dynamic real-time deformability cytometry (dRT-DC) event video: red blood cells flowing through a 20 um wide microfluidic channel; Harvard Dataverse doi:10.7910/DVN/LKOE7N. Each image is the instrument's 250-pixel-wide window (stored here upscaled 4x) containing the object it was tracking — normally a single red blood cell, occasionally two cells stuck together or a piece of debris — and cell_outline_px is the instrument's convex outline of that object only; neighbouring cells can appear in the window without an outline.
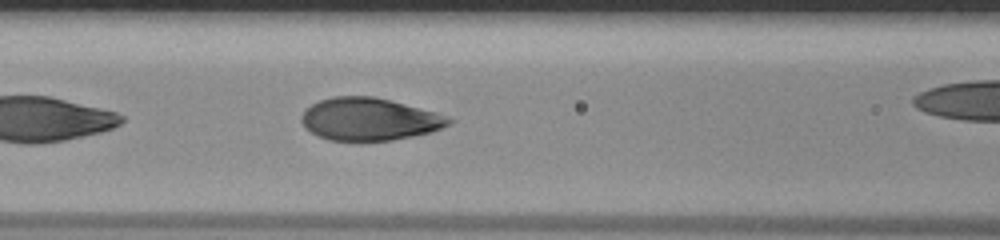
{"species": "human", "species_latin": "Homo sapiens", "temperature_condition": "room temperature", "stored_images_in_passage": 23, "camera_frame_rate_fps": 3000, "um_per_image_px": 0.085, "donor": {"sex": "male"}, "frame": {"image": 1, "passage_image": 7, "time_ms": 2.0, "image_size_px": [1000, 240], "cell_outline_px": [[456, 120], [432, 132], [392, 140], [328, 140], [304, 128], [300, 120], [300, 116], [312, 104], [320, 100], [332, 96], [372, 96], [436, 112], [448, 116]], "centroid_in_image_um": [31.38, 10.13], "position_along_channel_um": 135.2, "area_um2": 36.24}}
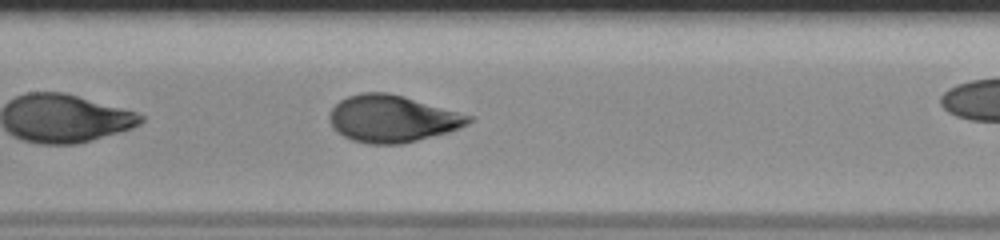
{"frame": {"image": 2, "passage_image": 10, "time_ms": 3.0, "image_size_px": [1000, 240], "cell_outline_px": [[476, 120], [460, 128], [448, 132], [404, 144], [368, 144], [352, 140], [336, 132], [332, 128], [328, 120], [328, 116], [332, 108], [340, 100], [348, 96], [360, 92], [388, 92], [404, 96], [476, 116]], "centroid_in_image_um": [33.37, 10.09], "position_along_channel_um": 174.0, "area_um2": 38.73}}
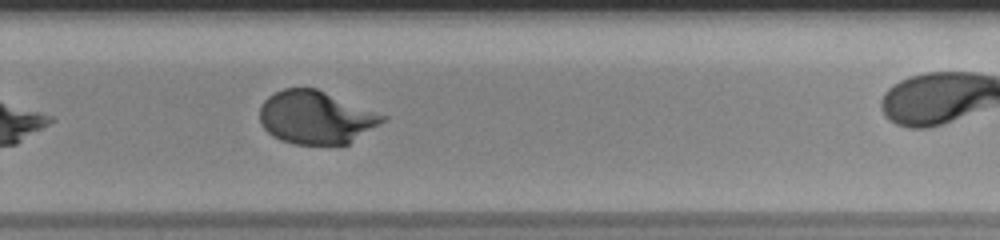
{"frame": {"image": 3, "passage_image": 20, "time_ms": 6.333, "image_size_px": [1000, 240], "cell_outline_px": [[388, 120], [348, 144], [292, 144], [280, 140], [272, 136], [260, 124], [260, 104], [268, 96], [284, 88], [316, 88], [388, 116]], "centroid_in_image_um": [26.86, 9.98], "position_along_channel_um": 302.9, "area_um2": 38.15}}